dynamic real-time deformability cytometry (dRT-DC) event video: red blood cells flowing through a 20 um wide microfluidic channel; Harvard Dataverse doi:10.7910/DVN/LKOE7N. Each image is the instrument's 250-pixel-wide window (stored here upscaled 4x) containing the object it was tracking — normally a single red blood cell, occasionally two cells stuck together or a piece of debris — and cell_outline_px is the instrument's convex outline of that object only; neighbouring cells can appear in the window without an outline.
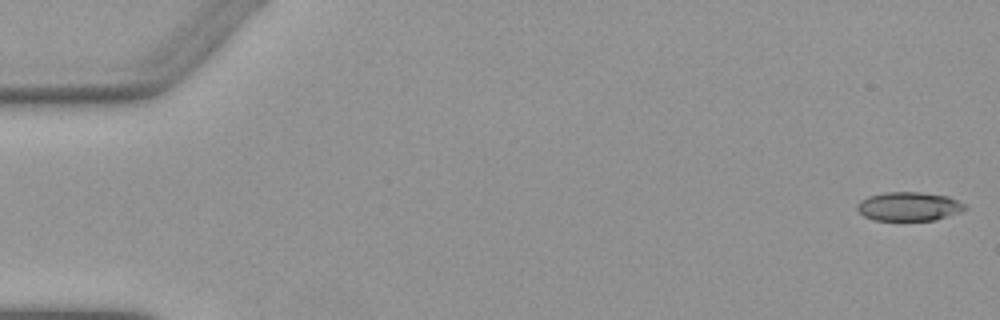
{"species": "Egyptian fruit bat (a non-hibernating species)", "species_latin": "Rousettus aegyptiacus", "temperature_condition": "warm", "stored_images_in_passage": 52, "camera_frame_rate_fps": 3000, "um_per_image_px": 0.085, "animal": {"sex": "female"}, "frame": {"image": 1, "passage_image": 1, "time_ms": 0.0, "image_size_px": [1000, 320], "cell_outline_px": [[968, 208], [960, 212], [936, 220], [872, 220], [864, 216], [856, 208], [856, 204], [860, 200], [868, 196], [884, 192], [920, 192], [948, 196], [964, 204]], "centroid_in_image_um": [77.23, 17.54], "position_along_channel_um": 7.8, "area_um2": 18.21}}
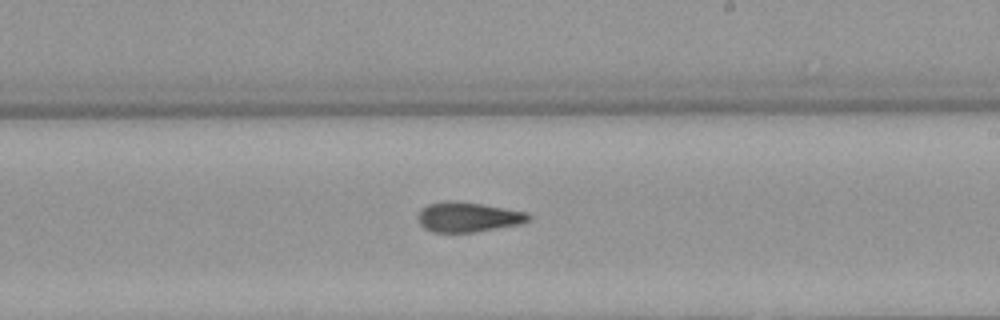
{"frame": {"image": 2, "passage_image": 31, "time_ms": 10.0, "image_size_px": [1000, 320], "cell_outline_px": [[532, 220], [520, 224], [472, 232], [432, 232], [424, 228], [420, 224], [416, 216], [420, 208], [428, 204], [444, 200], [456, 200], [484, 204], [528, 212], [532, 216]], "centroid_in_image_um": [39.77, 18.43], "position_along_channel_um": 249.2, "area_um2": 19.65}}
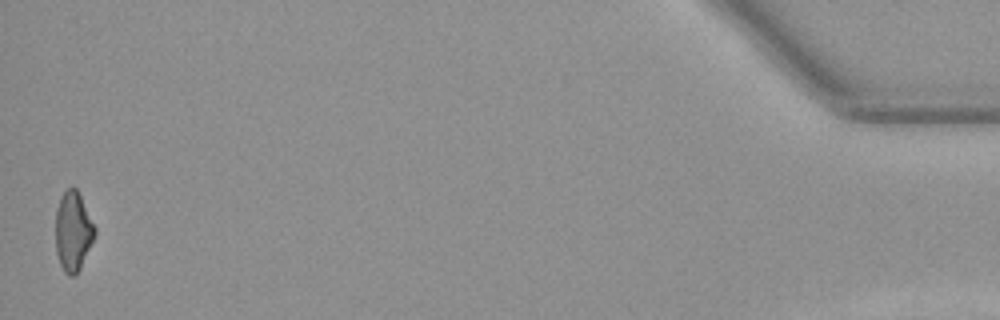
{"frame": {"image": 3, "passage_image": 52, "time_ms": 17.0, "image_size_px": [1000, 320], "cell_outline_px": [[96, 232], [80, 268], [76, 276], [68, 276], [64, 272], [60, 264], [56, 252], [56, 208], [60, 196], [72, 184], [76, 188], [96, 228]], "centroid_in_image_um": [6.19, 19.66], "position_along_channel_um": 429.0, "area_um2": 18.09}, "authors_computed_cell_mechanics": {"area_um2": 18.7272, "velocity_mm_per_s": 3.9158, "shape_relaxation_time_tau1_ms": null, "shape_relaxation_time_tau2_ms": 2.2887, "deformation_change_tau1": null, "deformation_change_tau2": 0.1035}}